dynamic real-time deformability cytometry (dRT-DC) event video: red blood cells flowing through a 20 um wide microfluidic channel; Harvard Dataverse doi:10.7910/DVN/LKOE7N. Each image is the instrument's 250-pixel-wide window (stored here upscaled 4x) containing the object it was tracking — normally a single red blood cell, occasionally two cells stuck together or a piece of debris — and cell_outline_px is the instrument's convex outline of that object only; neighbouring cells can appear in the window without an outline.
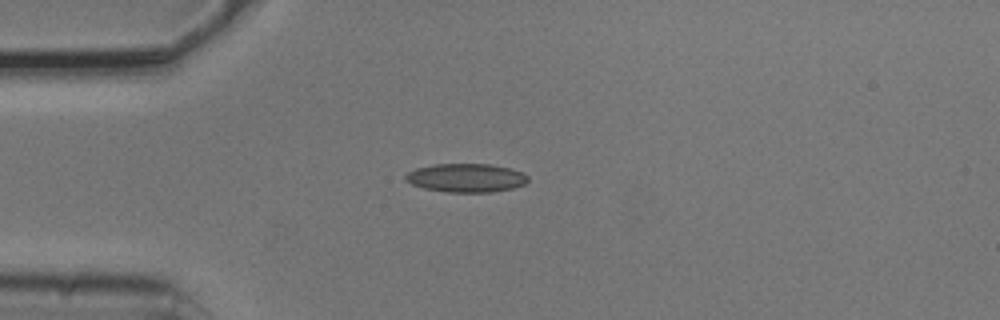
{"species": "common noctule bat (a hibernating species)", "species_latin": "Nyctalus noctula", "temperature_condition": "cold", "stored_images_in_passage": 4, "camera_frame_rate_fps": 3000, "um_per_image_px": 0.085, "animal": {"sex": "male", "body_mass_g": 20.5, "forearm_length_mm": 52.5}, "frame": {"image": 1, "passage_image": 3, "time_ms": 0.667, "image_size_px": [1000, 320], "cell_outline_px": [[528, 180], [524, 184], [512, 188], [492, 192], [448, 192], [424, 188], [412, 184], [404, 176], [408, 172], [416, 168], [436, 164], [488, 164], [512, 168], [524, 172], [528, 176]], "centroid_in_image_um": [39.66, 15.11], "position_along_channel_um": 45.3, "area_um2": 20.35}}